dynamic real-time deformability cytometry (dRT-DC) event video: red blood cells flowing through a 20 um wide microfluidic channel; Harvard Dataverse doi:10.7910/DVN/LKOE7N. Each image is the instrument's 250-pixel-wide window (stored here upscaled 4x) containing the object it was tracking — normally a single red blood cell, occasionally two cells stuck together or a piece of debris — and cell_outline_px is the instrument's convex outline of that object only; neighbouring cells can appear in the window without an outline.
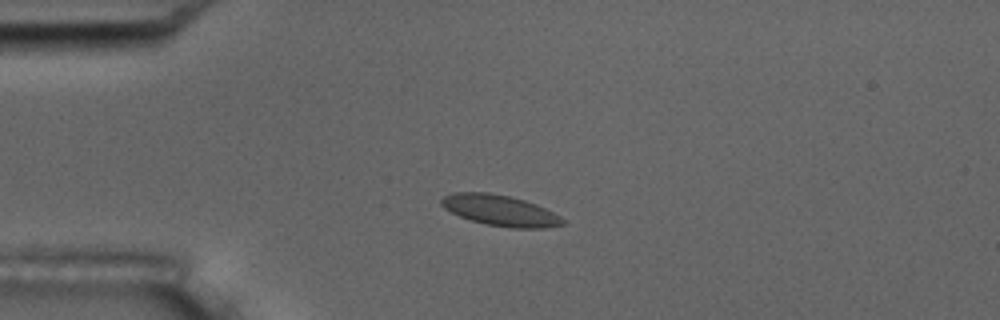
{"species": "common noctule bat (a hibernating species)", "species_latin": "Nyctalus noctula", "temperature_condition": "room temperature", "stored_images_in_passage": 6, "camera_frame_rate_fps": 3000, "um_per_image_px": 0.085, "animal": {"sex": "male", "body_mass_g": 17.5, "forearm_length_mm": 52.3}, "frame": {"image": 1, "passage_image": 3, "time_ms": 2.333, "image_size_px": [1000, 320], "cell_outline_px": [[564, 224], [544, 228], [512, 228], [484, 224], [460, 216], [444, 208], [440, 204], [440, 200], [444, 196], [452, 192], [488, 192], [508, 196], [524, 200], [536, 204], [560, 216], [564, 220]], "centroid_in_image_um": [42.49, 17.88], "position_along_channel_um": 42.5, "area_um2": 21.68}}